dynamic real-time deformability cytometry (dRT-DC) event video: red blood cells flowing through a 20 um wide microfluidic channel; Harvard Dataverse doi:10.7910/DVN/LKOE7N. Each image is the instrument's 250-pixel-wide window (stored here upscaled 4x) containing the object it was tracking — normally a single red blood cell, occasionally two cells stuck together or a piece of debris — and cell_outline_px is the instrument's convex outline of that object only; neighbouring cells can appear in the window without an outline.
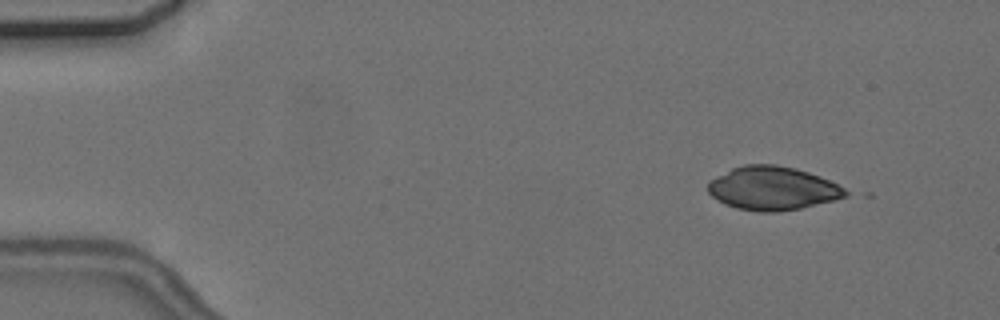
{"species": "common noctule bat (a hibernating species)", "species_latin": "Nyctalus noctula", "temperature_condition": "cold", "stored_images_in_passage": 6, "camera_frame_rate_fps": 3000, "um_per_image_px": 0.085, "animal": {"sex": "female", "body_mass_g": 24.6, "forearm_length_mm": 56.2}, "frame": {"image": 1, "passage_image": 2, "time_ms": 1.333, "image_size_px": [1000, 320], "cell_outline_px": [[852, 192], [848, 196], [800, 208], [776, 212], [760, 212], [736, 208], [724, 204], [712, 196], [708, 192], [708, 180], [732, 168], [744, 164], [776, 164], [796, 168], [820, 176]], "centroid_in_image_um": [65.65, 16.0], "position_along_channel_um": 19.3, "area_um2": 34.97}}